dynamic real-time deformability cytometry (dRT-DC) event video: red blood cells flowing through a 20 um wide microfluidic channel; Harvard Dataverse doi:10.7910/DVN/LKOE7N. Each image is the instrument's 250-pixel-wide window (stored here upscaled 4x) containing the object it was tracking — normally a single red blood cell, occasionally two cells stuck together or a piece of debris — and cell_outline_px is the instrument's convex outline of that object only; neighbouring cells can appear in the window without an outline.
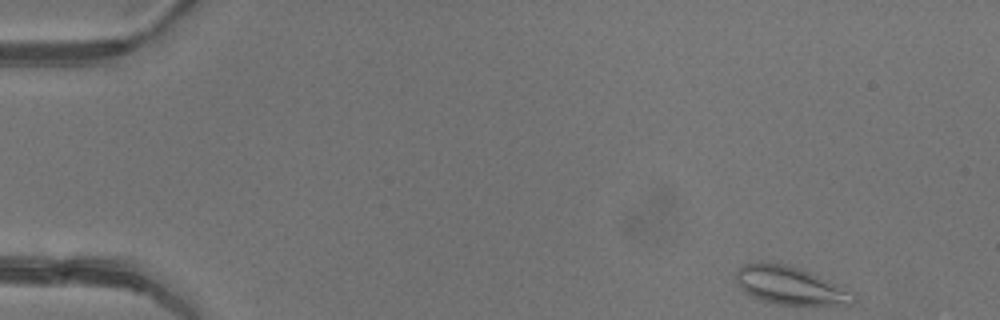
{"species": "common noctule bat (a hibernating species)", "species_latin": "Nyctalus noctula", "temperature_condition": "warm", "stored_images_in_passage": 3, "camera_frame_rate_fps": 3000, "um_per_image_px": 0.085, "animal": {"sex": "female"}, "frame": {"image": 1, "passage_image": 1, "time_ms": 0.0, "image_size_px": [1000, 320], "cell_outline_px": [[860, 300], [856, 304], [776, 304], [752, 296], [744, 292], [736, 284], [736, 272], [744, 264], [764, 260], [784, 264], [800, 268], [812, 272], [848, 292]], "centroid_in_image_um": [67.09, 24.24], "position_along_channel_um": 17.9, "area_um2": 25.72}}